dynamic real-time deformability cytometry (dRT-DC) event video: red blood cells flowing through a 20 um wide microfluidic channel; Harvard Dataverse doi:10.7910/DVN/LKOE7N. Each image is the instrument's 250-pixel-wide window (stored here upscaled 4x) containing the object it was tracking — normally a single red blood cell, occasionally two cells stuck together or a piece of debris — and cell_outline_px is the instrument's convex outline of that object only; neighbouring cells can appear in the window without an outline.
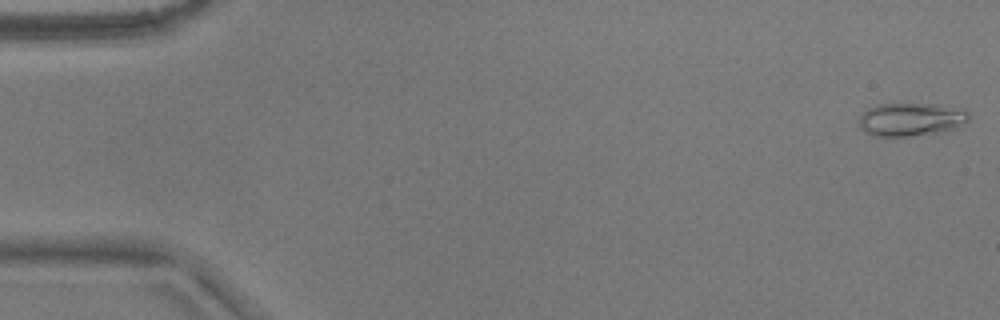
{"species": "common noctule bat (a hibernating species)", "species_latin": "Nyctalus noctula", "temperature_condition": "warm", "stored_images_in_passage": 48, "camera_frame_rate_fps": 3000, "um_per_image_px": 0.085, "animal": {"sex": "male", "body_mass_g": 17.9}, "frame": {"image": 1, "passage_image": 1, "time_ms": 0.0, "image_size_px": [1000, 320], "cell_outline_px": [[968, 120], [956, 128], [936, 132], [912, 136], [876, 136], [864, 132], [860, 124], [860, 116], [868, 108], [880, 104], [936, 104], [964, 108], [968, 112]], "centroid_in_image_um": [77.45, 10.14], "position_along_channel_um": 7.5, "area_um2": 21.1}}
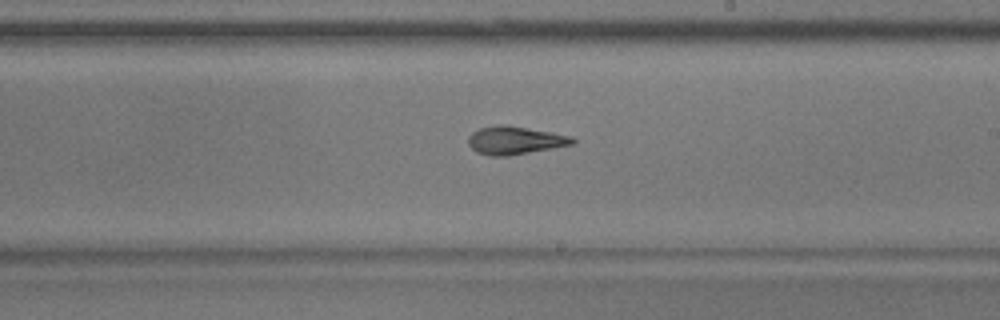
{"frame": {"image": 2, "passage_image": 31, "time_ms": 10.0, "image_size_px": [1000, 320], "cell_outline_px": [[576, 140], [572, 144], [552, 148], [508, 156], [488, 156], [476, 152], [468, 144], [468, 136], [472, 132], [480, 128], [496, 124], [504, 124], [552, 132], [572, 136]], "centroid_in_image_um": [43.73, 11.92], "position_along_channel_um": 245.3, "area_um2": 17.11}}
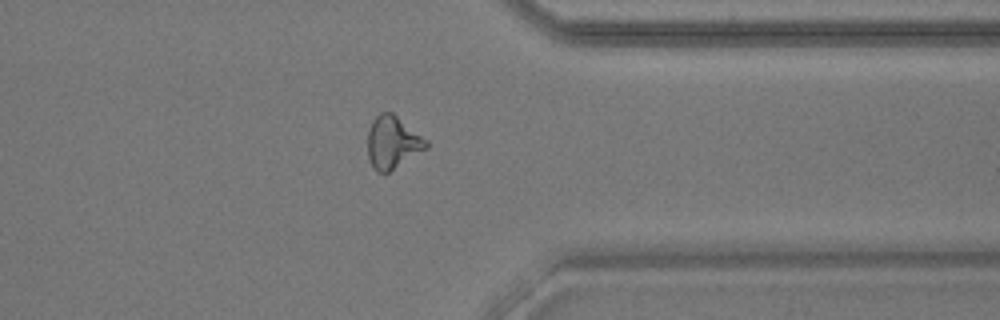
{"frame": {"image": 3, "passage_image": 42, "time_ms": 13.667, "image_size_px": [1000, 320], "cell_outline_px": [[428, 148], [388, 172], [376, 172], [372, 168], [368, 156], [368, 128], [372, 120], [380, 112], [392, 112], [428, 140]], "centroid_in_image_um": [33.36, 12.09], "position_along_channel_um": 378.0, "area_um2": 17.98}, "authors_computed_cell_mechanics": {"area_um2": 17.2244, "velocity_mm_per_s": 3.7854, "shape_relaxation_time_tau1_ms": 4.8403, "shape_relaxation_time_tau2_ms": 2.5749, "deformation_change_tau1": 0.167, "deformation_change_tau2": 0.1005}}